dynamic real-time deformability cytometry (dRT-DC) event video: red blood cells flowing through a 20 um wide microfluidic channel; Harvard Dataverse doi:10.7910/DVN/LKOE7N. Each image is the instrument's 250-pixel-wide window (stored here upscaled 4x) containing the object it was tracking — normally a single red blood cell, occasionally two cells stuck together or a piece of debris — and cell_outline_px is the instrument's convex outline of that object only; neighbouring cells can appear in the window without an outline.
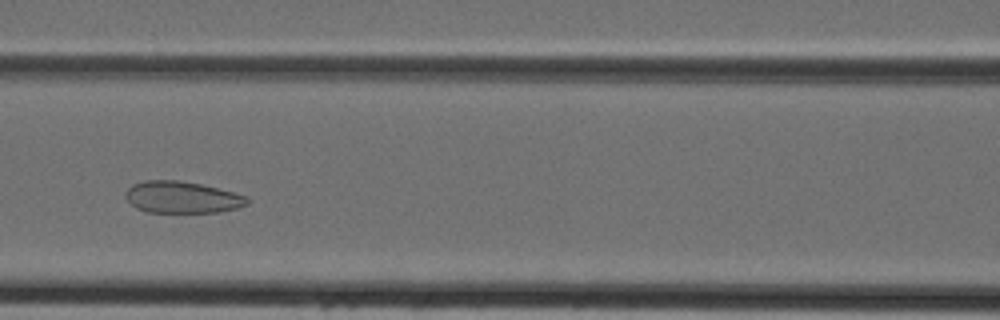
{"species": "Egyptian fruit bat (a non-hibernating species)", "species_latin": "Rousettus aegyptiacus", "temperature_condition": "cold", "stored_images_in_passage": 36, "camera_frame_rate_fps": 3000, "um_per_image_px": 0.085, "animal": {"sex": "female"}, "frame": {"image": 1, "passage_image": 11, "time_ms": 3.333, "image_size_px": [1000, 320], "cell_outline_px": [[248, 204], [236, 208], [220, 212], [148, 212], [136, 208], [124, 196], [128, 188], [132, 184], [144, 180], [180, 180], [200, 184], [232, 192], [244, 196], [248, 200]], "centroid_in_image_um": [15.43, 16.76], "position_along_channel_um": 151.2, "area_um2": 22.31}}
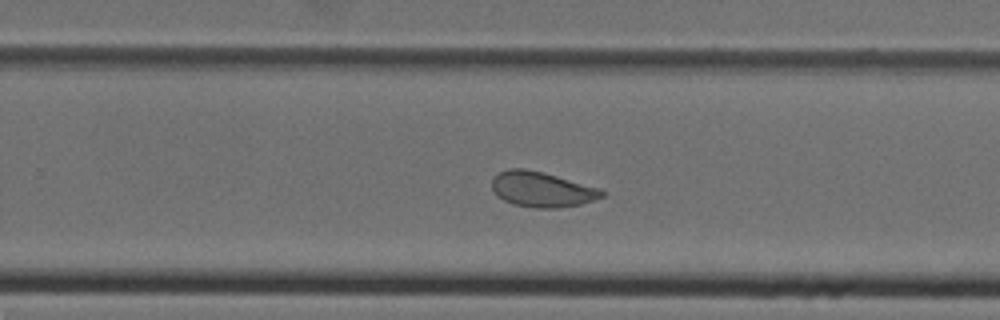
{"frame": {"image": 2, "passage_image": 20, "time_ms": 6.333, "image_size_px": [1000, 320], "cell_outline_px": [[604, 196], [580, 204], [556, 208], [532, 208], [512, 204], [496, 196], [492, 188], [492, 176], [508, 168], [524, 168], [544, 172], [600, 188], [604, 192]], "centroid_in_image_um": [46.01, 16.09], "position_along_channel_um": 283.8, "area_um2": 22.72}}
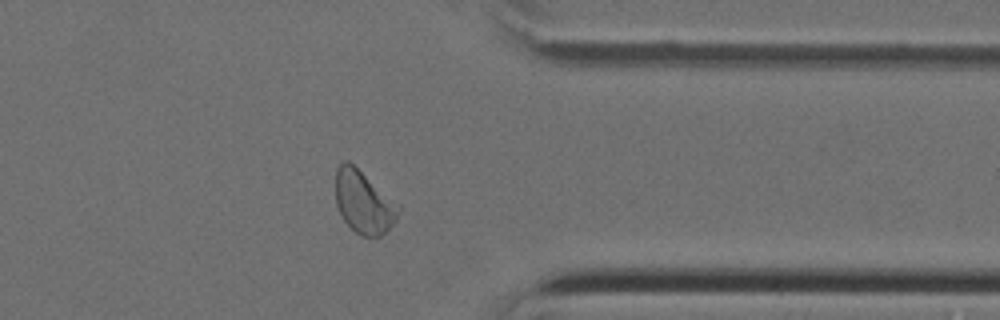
{"frame": {"image": 3, "passage_image": 27, "time_ms": 8.667, "image_size_px": [1000, 320], "cell_outline_px": [[400, 208], [396, 220], [380, 236], [360, 236], [344, 220], [336, 204], [336, 168], [344, 160], [348, 160], [400, 204]], "centroid_in_image_um": [30.91, 17.16], "position_along_channel_um": 380.5, "area_um2": 22.77}}